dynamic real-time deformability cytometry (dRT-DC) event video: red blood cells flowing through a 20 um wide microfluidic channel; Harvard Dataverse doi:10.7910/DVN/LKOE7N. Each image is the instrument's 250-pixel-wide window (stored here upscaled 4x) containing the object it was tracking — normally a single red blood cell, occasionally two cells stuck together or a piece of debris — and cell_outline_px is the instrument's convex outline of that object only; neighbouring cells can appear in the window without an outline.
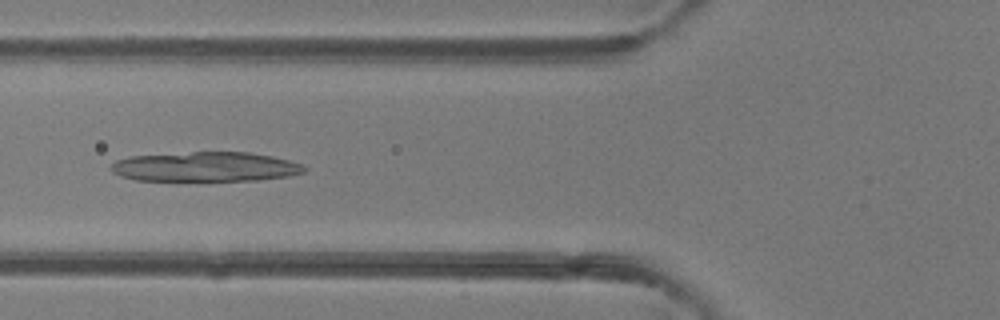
{"species": "common noctule bat (a hibernating species)", "species_latin": "Nyctalus noctula", "temperature_condition": "room temperature", "stored_images_in_passage": 46, "camera_frame_rate_fps": 3000, "um_per_image_px": 0.085, "animal": {"sex": "female"}, "frame": {"image": 1, "passage_image": 17, "time_ms": 5.333, "image_size_px": [1000, 320], "cell_outline_px": [[308, 168], [304, 172], [288, 176], [256, 180], [136, 180], [120, 176], [112, 172], [112, 164], [116, 160], [128, 156], [192, 152], [248, 152], [272, 156], [288, 160], [300, 164]], "centroid_in_image_um": [17.46, 14.17], "position_along_channel_um": 108.3, "area_um2": 33.18}}
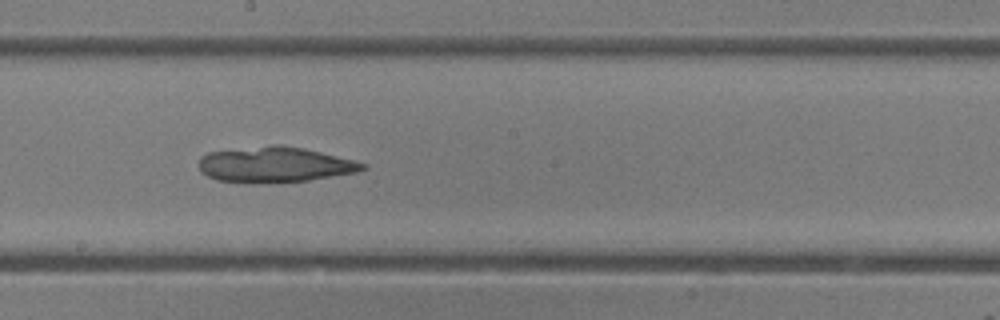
{"frame": {"image": 2, "passage_image": 25, "time_ms": 8.0, "image_size_px": [1000, 320], "cell_outline_px": [[368, 168], [356, 172], [308, 180], [216, 180], [200, 172], [200, 156], [208, 152], [272, 144], [280, 144], [304, 148], [368, 164]], "centroid_in_image_um": [23.37, 13.94], "position_along_channel_um": 224.8, "area_um2": 32.66}}
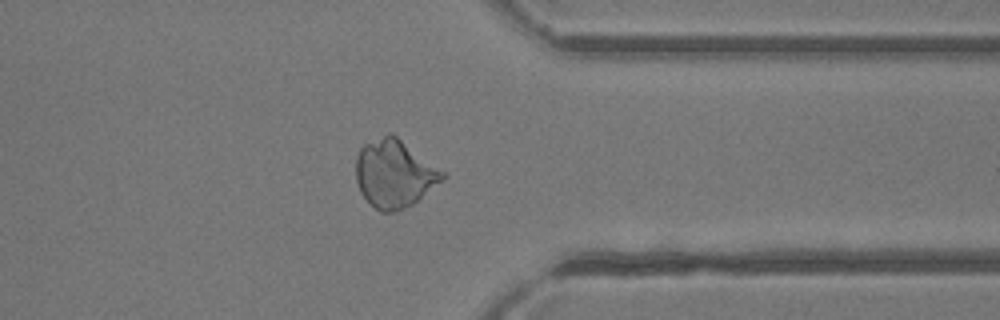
{"frame": {"image": 3, "passage_image": 36, "time_ms": 11.667, "image_size_px": [1000, 320], "cell_outline_px": [[448, 176], [444, 180], [412, 204], [396, 212], [380, 212], [360, 192], [356, 180], [356, 156], [360, 148], [364, 144], [388, 132], [396, 136], [444, 172]], "centroid_in_image_um": [33.51, 14.76], "position_along_channel_um": 377.9, "area_um2": 33.93}}